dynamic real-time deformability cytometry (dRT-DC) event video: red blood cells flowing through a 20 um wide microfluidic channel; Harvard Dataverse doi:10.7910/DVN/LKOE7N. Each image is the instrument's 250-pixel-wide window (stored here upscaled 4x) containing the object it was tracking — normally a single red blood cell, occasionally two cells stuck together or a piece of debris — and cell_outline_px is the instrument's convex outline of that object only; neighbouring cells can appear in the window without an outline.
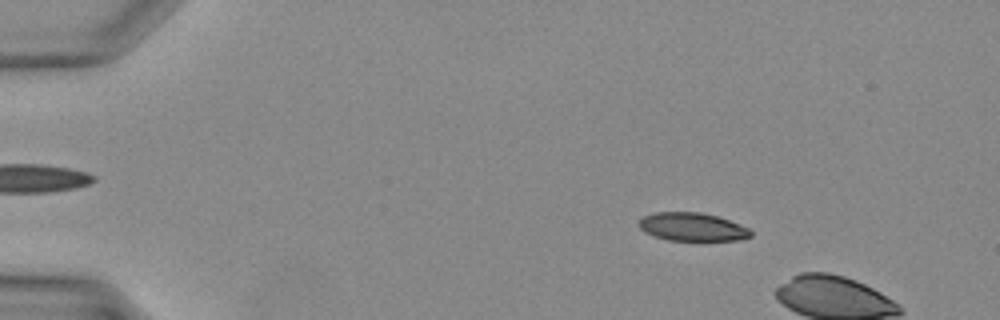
{"species": "Egyptian fruit bat (a non-hibernating species)", "species_latin": "Rousettus aegyptiacus", "temperature_condition": "warm", "stored_images_in_passage": 9, "camera_frame_rate_fps": 3000, "um_per_image_px": 0.085, "animal": {"sex": "female"}, "frame": {"image": 1, "passage_image": 6, "time_ms": 1.667, "image_size_px": [1000, 320], "cell_outline_px": [[752, 236], [740, 240], [668, 240], [644, 232], [636, 224], [644, 216], [652, 212], [700, 212], [716, 216], [728, 220], [748, 228], [752, 232]], "centroid_in_image_um": [58.81, 19.28], "position_along_channel_um": 26.2, "area_um2": 18.32}}